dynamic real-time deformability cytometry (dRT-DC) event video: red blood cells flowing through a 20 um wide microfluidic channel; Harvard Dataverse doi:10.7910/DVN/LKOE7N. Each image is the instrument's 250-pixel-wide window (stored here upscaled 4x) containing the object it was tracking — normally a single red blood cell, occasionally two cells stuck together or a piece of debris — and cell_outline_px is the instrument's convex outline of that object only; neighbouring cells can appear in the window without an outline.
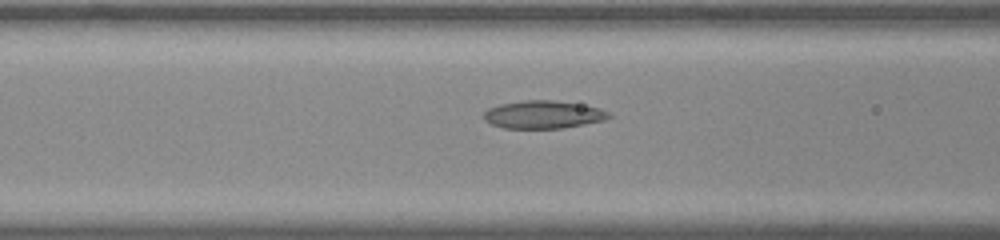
{"species": "common noctule bat (a hibernating species)", "species_latin": "Nyctalus noctula", "temperature_condition": "room temperature", "stored_images_in_passage": 45, "camera_frame_rate_fps": 3000, "um_per_image_px": 0.085, "animal": {"sex": "male", "body_mass_g": 20.0, "forearm_length_mm": 53.3}, "frame": {"image": 1, "passage_image": 15, "time_ms": 4.667, "image_size_px": [1000, 240], "cell_outline_px": [[612, 116], [604, 120], [564, 128], [504, 128], [492, 124], [484, 120], [484, 112], [488, 108], [500, 104], [524, 100], [552, 100], [580, 104], [600, 108], [608, 112]], "centroid_in_image_um": [46.17, 9.74], "position_along_channel_um": 120.4, "area_um2": 20.23}}
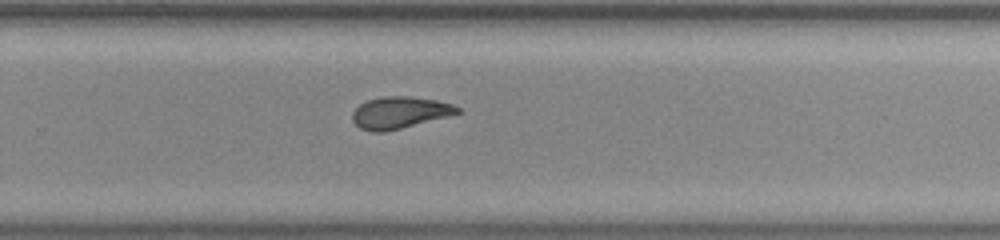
{"frame": {"image": 2, "passage_image": 29, "time_ms": 9.333, "image_size_px": [1000, 240], "cell_outline_px": [[460, 112], [448, 116], [384, 132], [372, 132], [360, 128], [352, 120], [352, 112], [360, 104], [368, 100], [384, 96], [412, 96], [436, 100], [452, 104], [460, 108]], "centroid_in_image_um": [33.95, 9.56], "position_along_channel_um": 295.9, "area_um2": 19.31}}
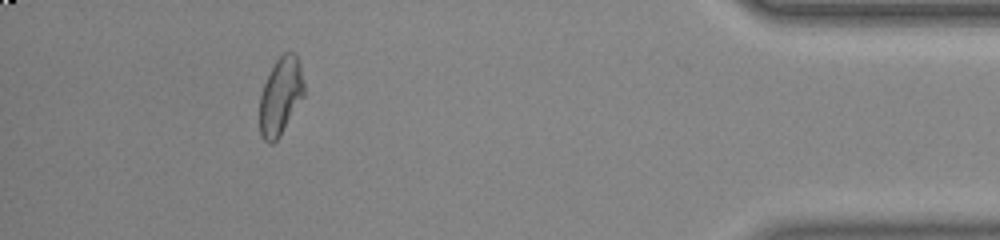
{"frame": {"image": 3, "passage_image": 42, "time_ms": 13.667, "image_size_px": [1000, 240], "cell_outline_px": [[304, 96], [280, 136], [272, 144], [268, 144], [260, 136], [260, 96], [264, 84], [276, 60], [284, 52], [292, 52], [300, 60], [304, 84]], "centroid_in_image_um": [23.86, 8.19], "position_along_channel_um": 411.3, "area_um2": 20.06}, "authors_computed_cell_mechanics": {"area_um2": 20.0566, "velocity_mm_per_s": 3.768, "shape_relaxation_time_tau1_ms": null, "shape_relaxation_time_tau2_ms": 2.7549, "deformation_change_tau1": null, "deformation_change_tau2": 0.0989}}